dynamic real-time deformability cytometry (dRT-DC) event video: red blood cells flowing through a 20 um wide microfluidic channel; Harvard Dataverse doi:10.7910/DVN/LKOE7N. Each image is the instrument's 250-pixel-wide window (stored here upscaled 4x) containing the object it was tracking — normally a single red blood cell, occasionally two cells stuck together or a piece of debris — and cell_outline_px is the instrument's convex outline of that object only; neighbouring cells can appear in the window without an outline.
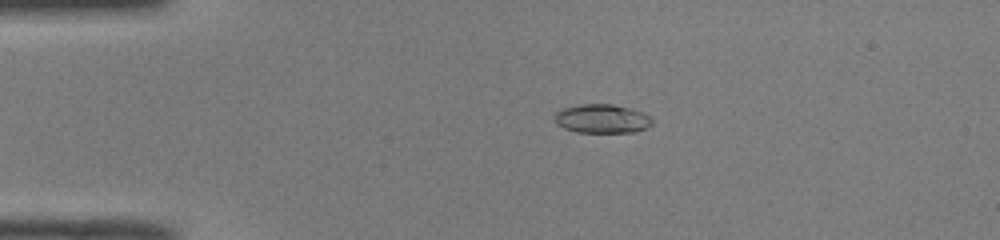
{"species": "common noctule bat (a hibernating species)", "species_latin": "Nyctalus noctula", "temperature_condition": "room temperature", "stored_images_in_passage": 41, "camera_frame_rate_fps": 3000, "um_per_image_px": 0.085, "animal": {"sex": "male", "body_mass_g": 19.0, "forearm_length_mm": 50.8}, "frame": {"image": 1, "passage_image": 1, "time_ms": 0.0, "image_size_px": [1000, 240], "cell_outline_px": [[652, 124], [636, 132], [576, 132], [564, 128], [556, 124], [556, 112], [564, 108], [580, 104], [612, 104], [644, 112], [652, 116]], "centroid_in_image_um": [51.2, 10.09], "position_along_channel_um": 33.8, "area_um2": 16.36}}
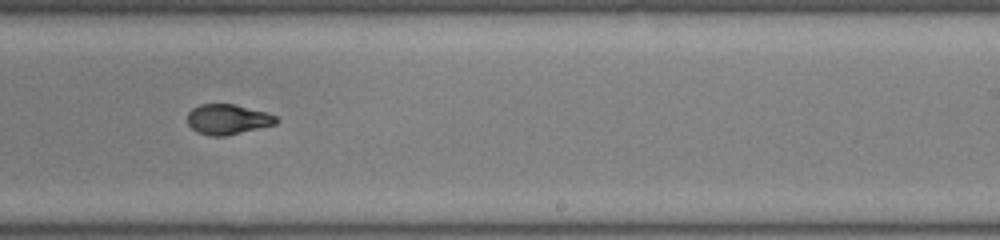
{"frame": {"image": 2, "passage_image": 22, "time_ms": 7.0, "image_size_px": [1000, 240], "cell_outline_px": [[280, 120], [276, 124], [228, 136], [208, 136], [196, 132], [188, 124], [188, 112], [192, 108], [200, 104], [236, 104], [268, 112], [276, 116]], "centroid_in_image_um": [19.38, 10.14], "position_along_channel_um": 269.6, "area_um2": 15.95}}
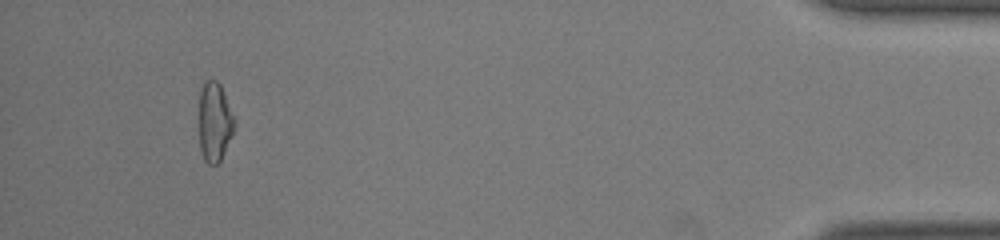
{"frame": {"image": 3, "passage_image": 38, "time_ms": 12.333, "image_size_px": [1000, 240], "cell_outline_px": [[236, 124], [224, 152], [220, 160], [216, 164], [208, 164], [204, 160], [200, 152], [200, 88], [204, 80], [216, 80], [220, 84], [236, 120]], "centroid_in_image_um": [18.24, 10.34], "position_along_channel_um": 417.0, "area_um2": 16.3}, "authors_computed_cell_mechanics": {"area_um2": 16.2418, "velocity_mm_per_s": 4.02, "shape_relaxation_time_tau1_ms": null, "shape_relaxation_time_tau2_ms": 1.5997, "deformation_change_tau1": null, "deformation_change_tau2": 0.0569}}